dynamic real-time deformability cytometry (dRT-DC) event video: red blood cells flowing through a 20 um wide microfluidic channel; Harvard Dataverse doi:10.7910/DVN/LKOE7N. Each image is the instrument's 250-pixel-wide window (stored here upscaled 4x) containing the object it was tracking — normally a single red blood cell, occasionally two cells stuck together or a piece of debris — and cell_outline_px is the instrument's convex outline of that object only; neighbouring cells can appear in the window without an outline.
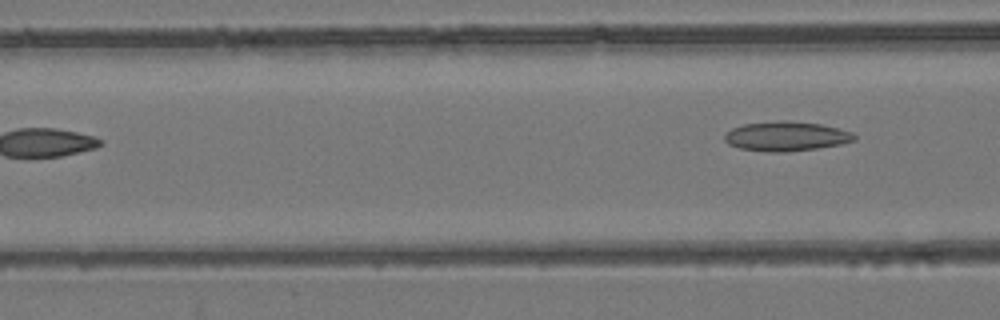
{"species": "common noctule bat (a hibernating species)", "species_latin": "Nyctalus noctula", "temperature_condition": "room temperature", "stored_images_in_passage": 4, "camera_frame_rate_fps": 3000, "um_per_image_px": 0.085, "animal": {"sex": "female", "body_mass_g": 24.6, "forearm_length_mm": 56.2}, "frame": {"image": 1, "passage_image": 4, "time_ms": 3.667, "image_size_px": [1000, 320], "cell_outline_px": [[856, 140], [840, 144], [816, 148], [788, 152], [768, 152], [740, 148], [728, 144], [724, 140], [724, 136], [732, 128], [744, 124], [780, 120], [788, 120], [820, 124], [852, 132], [856, 136]], "centroid_in_image_um": [66.82, 11.58], "position_along_channel_um": 99.8, "area_um2": 22.25}}